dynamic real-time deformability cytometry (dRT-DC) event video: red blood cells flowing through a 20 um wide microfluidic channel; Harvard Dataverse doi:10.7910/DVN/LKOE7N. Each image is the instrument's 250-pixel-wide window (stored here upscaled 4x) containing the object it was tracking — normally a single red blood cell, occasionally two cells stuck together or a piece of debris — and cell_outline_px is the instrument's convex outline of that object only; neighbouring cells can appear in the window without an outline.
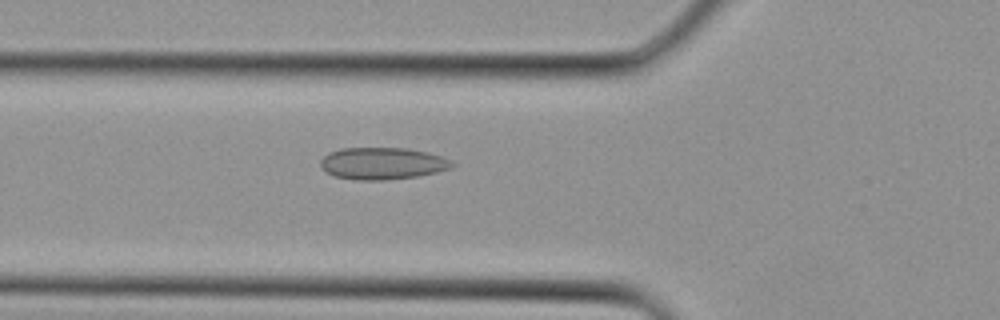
{"species": "Egyptian fruit bat (a non-hibernating species)", "species_latin": "Rousettus aegyptiacus", "temperature_condition": "cold", "stored_images_in_passage": 3, "camera_frame_rate_fps": 3000, "um_per_image_px": 0.085, "animal": {"sex": "female"}, "frame": {"image": 1, "passage_image": 3, "time_ms": 0.667, "image_size_px": [1000, 320], "cell_outline_px": [[456, 164], [452, 168], [420, 176], [384, 180], [356, 180], [332, 176], [320, 164], [320, 160], [328, 152], [340, 148], [408, 148], [428, 152], [440, 156]], "centroid_in_image_um": [32.5, 13.89], "position_along_channel_um": 93.3, "area_um2": 24.62}}